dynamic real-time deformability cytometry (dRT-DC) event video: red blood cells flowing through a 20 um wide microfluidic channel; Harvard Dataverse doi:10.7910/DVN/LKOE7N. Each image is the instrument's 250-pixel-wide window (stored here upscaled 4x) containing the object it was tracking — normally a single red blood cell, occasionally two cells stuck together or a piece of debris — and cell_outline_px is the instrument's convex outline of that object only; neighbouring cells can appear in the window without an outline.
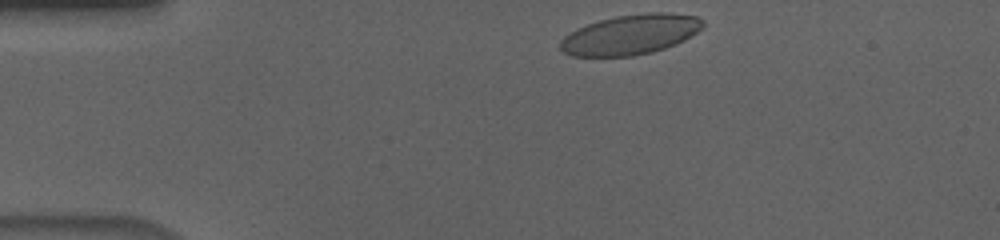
{"species": "human", "species_latin": "Homo sapiens", "temperature_condition": "cold", "stored_images_in_passage": 38, "camera_frame_rate_fps": 3000, "um_per_image_px": 0.085, "donor": {"sex": "male"}, "frame": {"image": 1, "passage_image": 1, "time_ms": 0.0, "image_size_px": [1000, 240], "cell_outline_px": [[704, 28], [684, 40], [676, 44], [652, 52], [632, 56], [572, 56], [564, 52], [560, 48], [560, 40], [564, 36], [576, 28], [600, 20], [616, 16], [648, 12], [668, 12], [696, 16], [704, 20]], "centroid_in_image_um": [53.61, 2.93], "position_along_channel_um": 31.4, "area_um2": 33.35}}
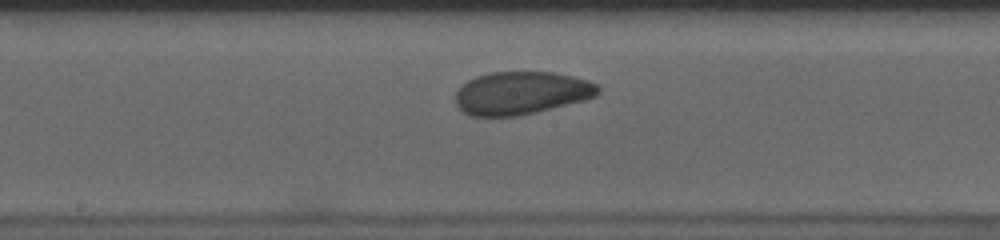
{"frame": {"image": 2, "passage_image": 20, "time_ms": 6.333, "image_size_px": [1000, 240], "cell_outline_px": [[600, 92], [596, 96], [584, 100], [536, 112], [516, 116], [472, 116], [464, 112], [456, 104], [456, 92], [468, 80], [476, 76], [488, 72], [552, 72], [572, 76], [588, 80], [600, 84]], "centroid_in_image_um": [44.34, 7.9], "position_along_channel_um": 203.9, "area_um2": 35.66}}
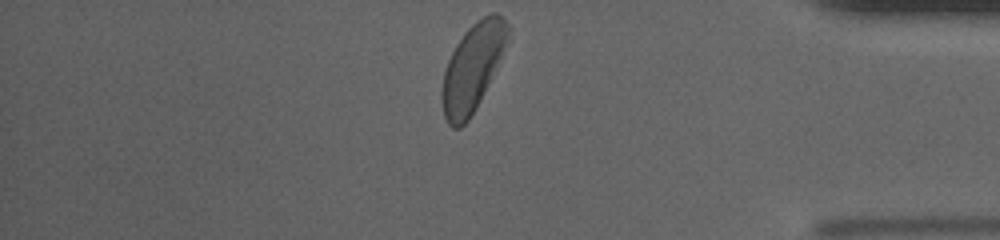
{"frame": {"image": 3, "passage_image": 38, "time_ms": 12.333, "image_size_px": [1000, 240], "cell_outline_px": [[512, 28], [508, 44], [476, 108], [468, 120], [460, 128], [452, 128], [448, 124], [444, 116], [440, 100], [440, 92], [444, 68], [456, 44], [464, 32], [476, 20], [492, 12], [496, 12], [504, 16]], "centroid_in_image_um": [40.18, 5.7], "position_along_channel_um": 395.0, "area_um2": 34.1}, "authors_computed_cell_mechanics": {"area_um2": 35.6915, "velocity_mm_per_s": 3.6386, "shape_relaxation_time_tau1_ms": 3.31, "shape_relaxation_time_tau2_ms": 2.1846, "deformation_change_tau1": 0.1269, "deformation_change_tau2": 0.0676}}